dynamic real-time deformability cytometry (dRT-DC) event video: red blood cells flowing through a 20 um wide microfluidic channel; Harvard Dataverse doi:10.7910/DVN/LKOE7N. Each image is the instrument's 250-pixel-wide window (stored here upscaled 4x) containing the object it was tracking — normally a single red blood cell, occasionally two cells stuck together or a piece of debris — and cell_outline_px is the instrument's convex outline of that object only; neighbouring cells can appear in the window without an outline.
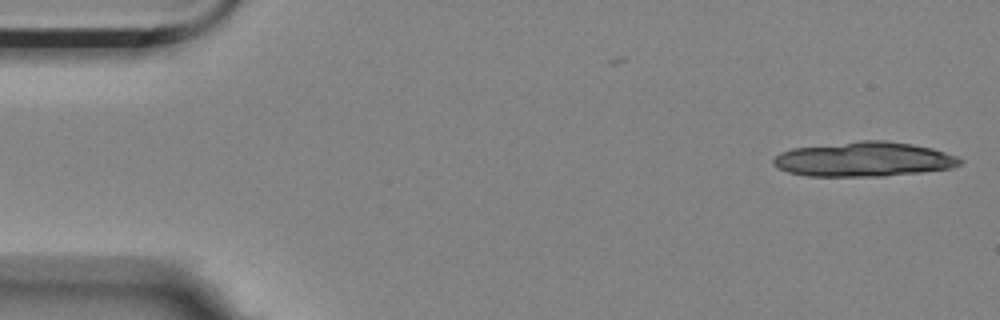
{"species": "Egyptian fruit bat (a non-hibernating species)", "species_latin": "Rousettus aegyptiacus", "temperature_condition": "room temperature", "stored_images_in_passage": 4, "camera_frame_rate_fps": 3000, "um_per_image_px": 0.085, "animal": {"sex": "female"}, "frame": {"image": 1, "passage_image": 1, "time_ms": 0.0, "image_size_px": [1000, 320], "cell_outline_px": [[964, 160], [960, 164], [952, 168], [920, 172], [884, 176], [808, 176], [788, 172], [776, 168], [772, 164], [772, 160], [780, 152], [792, 148], [860, 140], [884, 140], [912, 144], [932, 148], [956, 156]], "centroid_in_image_um": [73.4, 13.53], "position_along_channel_um": 11.6, "area_um2": 37.8}}